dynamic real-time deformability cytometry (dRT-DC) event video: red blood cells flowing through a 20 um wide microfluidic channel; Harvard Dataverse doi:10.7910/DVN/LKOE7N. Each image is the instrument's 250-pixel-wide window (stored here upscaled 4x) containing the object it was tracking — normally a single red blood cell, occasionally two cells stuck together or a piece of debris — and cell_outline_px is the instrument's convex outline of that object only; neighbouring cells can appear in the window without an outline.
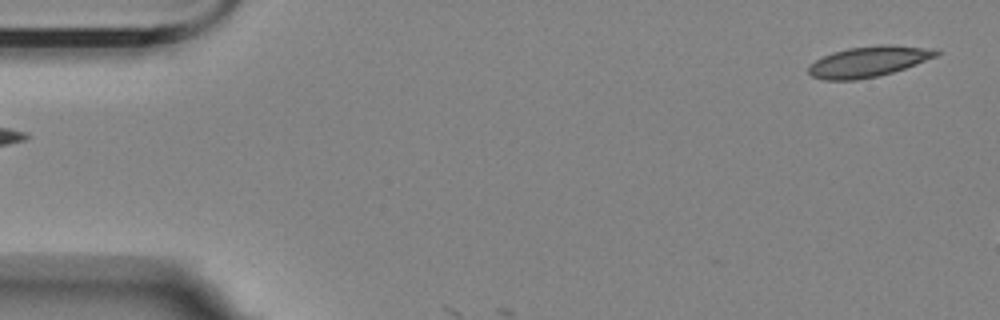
{"species": "Egyptian fruit bat (a non-hibernating species)", "species_latin": "Rousettus aegyptiacus", "temperature_condition": "room temperature", "stored_images_in_passage": 2, "segment_of_instrument_passage": [2, 2], "camera_frame_rate_fps": 3000, "um_per_image_px": 0.085, "animal": {"sex": "female"}, "frame": {"image": 1, "passage_image": 2, "time_ms": 1.333, "image_size_px": [1000, 320], "cell_outline_px": [[940, 52], [936, 56], [916, 64], [892, 72], [876, 76], [856, 80], [824, 80], [812, 76], [808, 72], [808, 64], [832, 52], [848, 48], [888, 44], [892, 44], [936, 48]], "centroid_in_image_um": [73.82, 5.22], "position_along_channel_um": 11.2, "area_um2": 22.77}}